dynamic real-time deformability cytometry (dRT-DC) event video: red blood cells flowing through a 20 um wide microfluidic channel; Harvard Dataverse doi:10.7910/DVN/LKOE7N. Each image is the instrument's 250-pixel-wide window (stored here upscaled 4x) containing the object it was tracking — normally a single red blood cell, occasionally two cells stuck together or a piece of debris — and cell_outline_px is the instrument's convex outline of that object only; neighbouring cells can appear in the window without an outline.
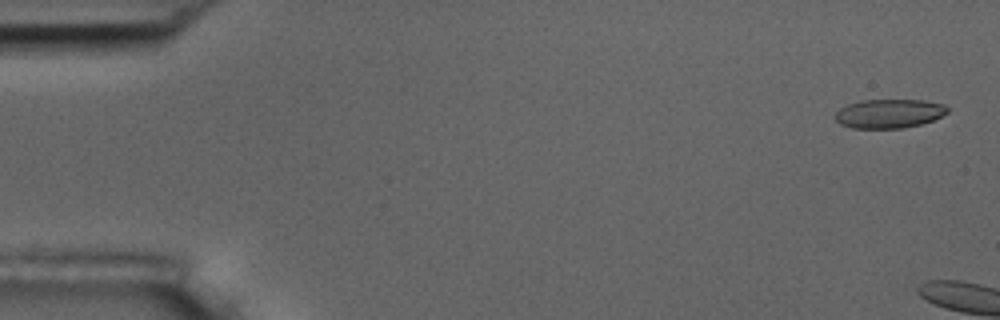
{"species": "common noctule bat (a hibernating species)", "species_latin": "Nyctalus noctula", "temperature_condition": "room temperature", "stored_images_in_passage": 4, "camera_frame_rate_fps": 3000, "um_per_image_px": 0.085, "animal": {"sex": "male", "body_mass_g": 17.5, "forearm_length_mm": 52.3}, "frame": {"image": 1, "passage_image": 1, "time_ms": 0.0, "image_size_px": [1000, 320], "cell_outline_px": [[948, 112], [932, 120], [920, 124], [904, 128], [852, 128], [840, 124], [836, 120], [836, 112], [840, 108], [848, 104], [860, 100], [924, 100], [944, 104], [948, 108]], "centroid_in_image_um": [75.57, 9.65], "position_along_channel_um": 9.4, "area_um2": 18.9}}